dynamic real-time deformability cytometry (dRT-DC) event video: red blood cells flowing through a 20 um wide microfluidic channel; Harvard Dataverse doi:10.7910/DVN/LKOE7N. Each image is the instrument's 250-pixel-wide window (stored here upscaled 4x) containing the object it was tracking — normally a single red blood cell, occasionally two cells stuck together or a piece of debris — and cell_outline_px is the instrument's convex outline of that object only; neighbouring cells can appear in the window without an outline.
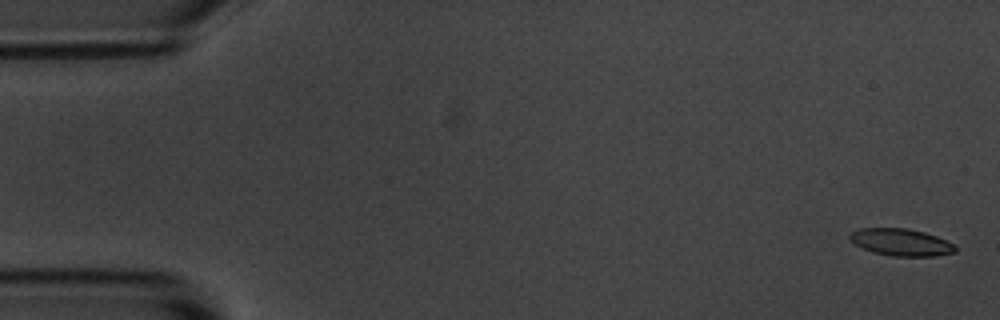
{"species": "common noctule bat (a hibernating species)", "species_latin": "Nyctalus noctula", "temperature_condition": "room temperature", "stored_images_in_passage": 15, "camera_frame_rate_fps": 3000, "um_per_image_px": 0.085, "animal": {"sex": "male", "body_mass_g": 20.1, "forearm_length_mm": 53.5}, "frame": {"image": 1, "passage_image": 1, "time_ms": 0.0, "image_size_px": [1000, 320], "cell_outline_px": [[956, 252], [936, 256], [892, 256], [872, 252], [860, 248], [848, 240], [848, 236], [852, 232], [860, 228], [908, 228], [924, 232], [936, 236], [952, 244], [956, 248]], "centroid_in_image_um": [76.53, 20.59], "position_along_channel_um": 8.5, "area_um2": 16.76}}
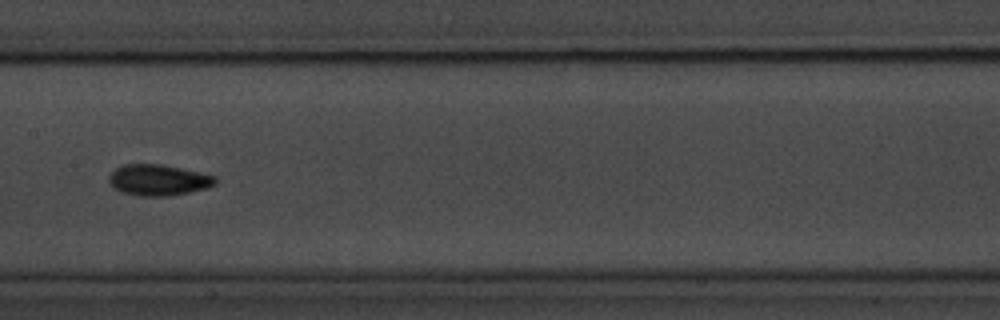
{"frame": {"image": 2, "passage_image": 8, "time_ms": 8.667, "image_size_px": [1000, 320], "cell_outline_px": [[216, 184], [208, 188], [168, 196], [140, 196], [120, 192], [108, 180], [108, 176], [116, 168], [124, 164], [164, 164], [200, 172], [216, 176]], "centroid_in_image_um": [13.48, 15.29], "position_along_channel_um": 193.9, "area_um2": 19.31}}
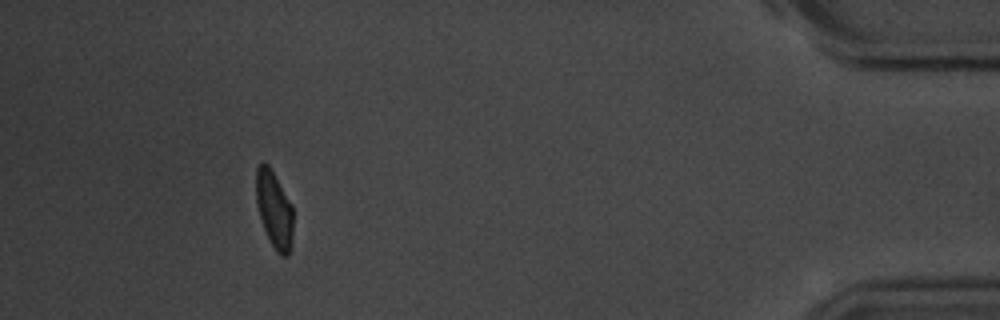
{"frame": {"image": 3, "passage_image": 14, "time_ms": 16.333, "image_size_px": [1000, 320], "cell_outline_px": [[292, 248], [288, 256], [280, 256], [276, 252], [264, 228], [260, 216], [256, 200], [256, 168], [264, 160], [268, 164], [292, 204]], "centroid_in_image_um": [23.32, 17.82], "position_along_channel_um": 411.9, "area_um2": 16.59}, "authors_computed_cell_mechanics": {"area_um2": 17.6868, "velocity_mm_per_s": 3.6428, "shape_relaxation_time_tau1_ms": 2.961, "shape_relaxation_time_tau2_ms": 2.6223, "deformation_change_tau1": 0.1328, "deformation_change_tau2": 0.069}}